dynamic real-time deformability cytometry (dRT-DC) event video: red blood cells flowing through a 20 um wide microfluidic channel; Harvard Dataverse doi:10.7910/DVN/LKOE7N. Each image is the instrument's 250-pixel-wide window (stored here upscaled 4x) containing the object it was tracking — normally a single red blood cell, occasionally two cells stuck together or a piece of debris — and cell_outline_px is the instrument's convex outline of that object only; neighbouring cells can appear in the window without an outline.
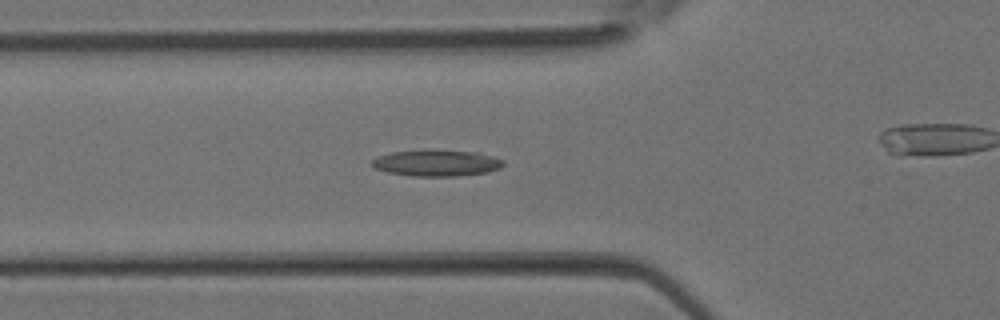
{"species": "Egyptian fruit bat (a non-hibernating species)", "species_latin": "Rousettus aegyptiacus", "temperature_condition": "room temperature", "stored_images_in_passage": 38, "camera_frame_rate_fps": 3000, "um_per_image_px": 0.085, "animal": {"sex": "female"}, "frame": {"image": 1, "passage_image": 13, "time_ms": 4.0, "image_size_px": [1000, 320], "cell_outline_px": [[504, 164], [500, 168], [488, 172], [456, 176], [412, 176], [388, 172], [376, 168], [372, 164], [372, 160], [380, 156], [392, 152], [432, 148], [480, 152], [504, 160]], "centroid_in_image_um": [37.16, 13.83], "position_along_channel_um": 88.6, "area_um2": 20.52}}
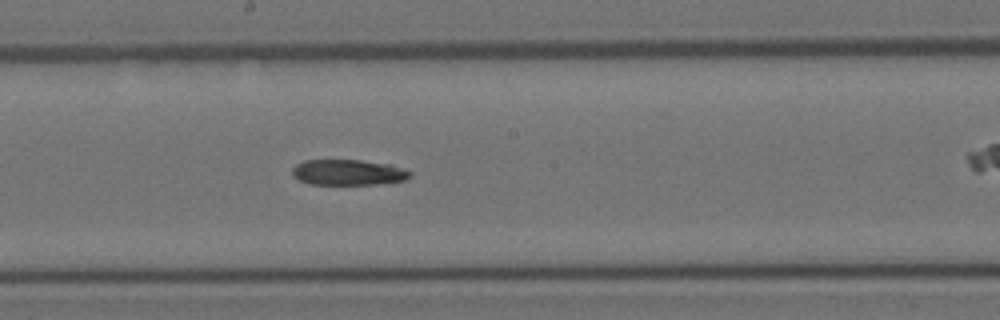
{"frame": {"image": 2, "passage_image": 20, "time_ms": 6.333, "image_size_px": [1000, 320], "cell_outline_px": [[412, 176], [404, 180], [376, 184], [312, 184], [300, 180], [292, 172], [292, 168], [296, 164], [304, 160], [360, 160], [392, 164], [412, 172]], "centroid_in_image_um": [29.63, 14.64], "position_along_channel_um": 218.6, "area_um2": 17.51}}
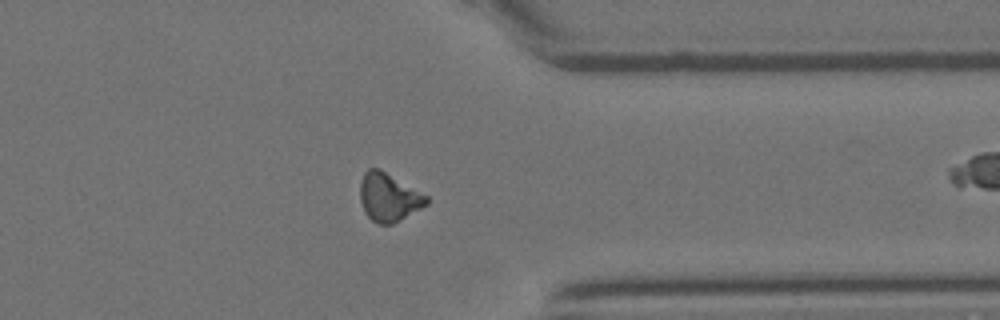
{"frame": {"image": 3, "passage_image": 29, "time_ms": 9.333, "image_size_px": [1000, 320], "cell_outline_px": [[428, 204], [392, 224], [380, 224], [372, 220], [364, 212], [360, 200], [360, 184], [364, 172], [368, 168], [376, 168], [384, 172], [428, 196]], "centroid_in_image_um": [33.01, 16.78], "position_along_channel_um": 378.4, "area_um2": 18.26}}